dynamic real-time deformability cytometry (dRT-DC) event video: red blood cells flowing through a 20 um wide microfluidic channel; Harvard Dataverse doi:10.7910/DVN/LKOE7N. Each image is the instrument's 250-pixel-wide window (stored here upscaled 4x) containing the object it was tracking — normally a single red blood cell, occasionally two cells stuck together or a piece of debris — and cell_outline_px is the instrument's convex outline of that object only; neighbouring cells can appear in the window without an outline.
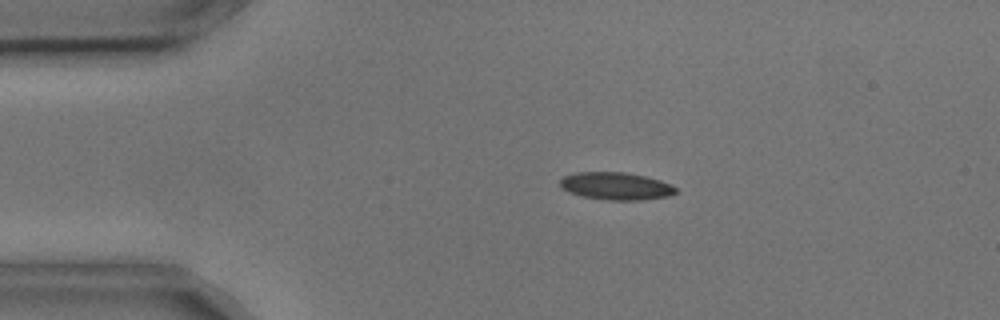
{"species": "common noctule bat (a hibernating species)", "species_latin": "Nyctalus noctula", "temperature_condition": "cold", "stored_images_in_passage": 35, "camera_frame_rate_fps": 3000, "um_per_image_px": 0.085, "animal": {"sex": "male", "body_mass_g": 17.9, "forearm_length_mm": 54.2}, "frame": {"image": 1, "passage_image": 1, "time_ms": 0.0, "image_size_px": [1000, 320], "cell_outline_px": [[676, 192], [668, 196], [640, 200], [608, 200], [584, 196], [568, 192], [560, 188], [560, 180], [564, 176], [576, 172], [624, 172], [644, 176], [660, 180], [672, 184], [676, 188]], "centroid_in_image_um": [52.34, 15.81], "position_along_channel_um": 32.7, "area_um2": 18.5}}
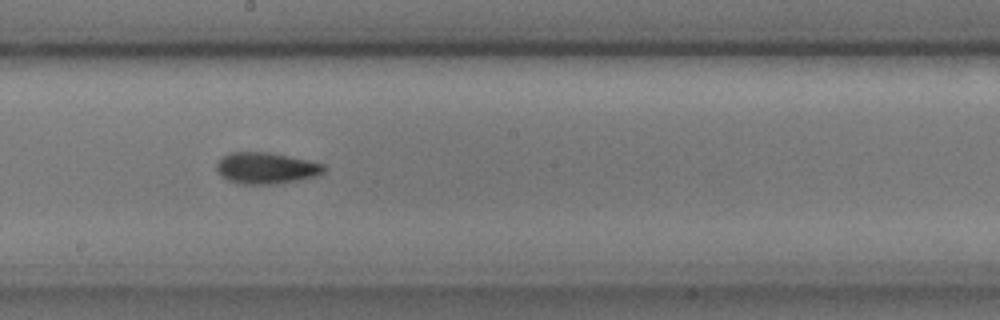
{"frame": {"image": 2, "passage_image": 20, "time_ms": 6.333, "image_size_px": [1000, 320], "cell_outline_px": [[328, 168], [324, 172], [316, 176], [276, 184], [244, 184], [228, 180], [220, 176], [216, 168], [216, 160], [232, 152], [268, 152], [288, 156], [324, 164]], "centroid_in_image_um": [22.6, 14.29], "position_along_channel_um": 225.6, "area_um2": 19.59}}
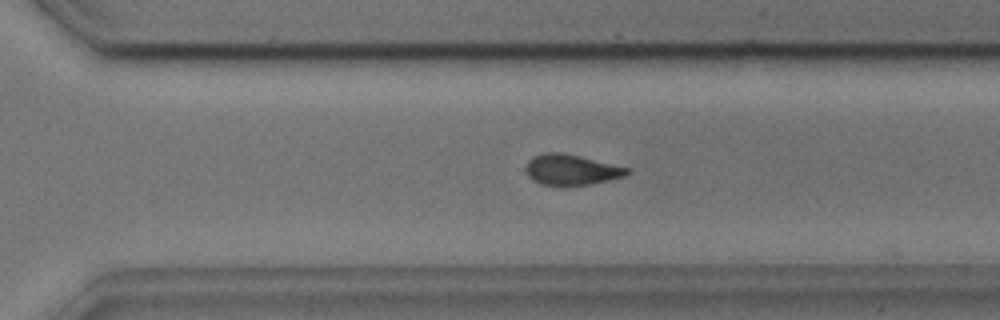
{"frame": {"image": 3, "passage_image": 28, "time_ms": 9.0, "image_size_px": [1000, 320], "cell_outline_px": [[632, 172], [624, 176], [588, 184], [540, 184], [532, 180], [528, 176], [524, 168], [528, 160], [532, 156], [544, 152], [560, 152], [580, 156], [632, 168]], "centroid_in_image_um": [48.55, 14.39], "position_along_channel_um": 322.0, "area_um2": 17.98}, "authors_computed_cell_mechanics": {"area_um2": 18.9006, "velocity_mm_per_s": 3.6315, "shape_relaxation_time_tau1_ms": 4.7201, "shape_relaxation_time_tau2_ms": 3.1328, "deformation_change_tau1": 0.119, "deformation_change_tau2": 0.0889}}